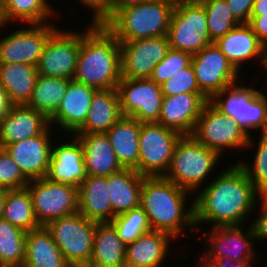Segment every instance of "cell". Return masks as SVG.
Returning <instances> with one entry per match:
<instances>
[{
  "mask_svg": "<svg viewBox=\"0 0 267 267\" xmlns=\"http://www.w3.org/2000/svg\"><path fill=\"white\" fill-rule=\"evenodd\" d=\"M51 130L49 127L43 134L4 147L29 181L47 175L53 145Z\"/></svg>",
  "mask_w": 267,
  "mask_h": 267,
  "instance_id": "ac0fdd59",
  "label": "cell"
},
{
  "mask_svg": "<svg viewBox=\"0 0 267 267\" xmlns=\"http://www.w3.org/2000/svg\"><path fill=\"white\" fill-rule=\"evenodd\" d=\"M111 223L126 245L152 230L148 216L141 207L116 215Z\"/></svg>",
  "mask_w": 267,
  "mask_h": 267,
  "instance_id": "74e56055",
  "label": "cell"
},
{
  "mask_svg": "<svg viewBox=\"0 0 267 267\" xmlns=\"http://www.w3.org/2000/svg\"><path fill=\"white\" fill-rule=\"evenodd\" d=\"M259 42L267 48V15L250 16L249 23Z\"/></svg>",
  "mask_w": 267,
  "mask_h": 267,
  "instance_id": "7dc6e473",
  "label": "cell"
},
{
  "mask_svg": "<svg viewBox=\"0 0 267 267\" xmlns=\"http://www.w3.org/2000/svg\"><path fill=\"white\" fill-rule=\"evenodd\" d=\"M106 188L107 176L87 175L78 186V212L97 223L111 222L116 215Z\"/></svg>",
  "mask_w": 267,
  "mask_h": 267,
  "instance_id": "d4e9b609",
  "label": "cell"
},
{
  "mask_svg": "<svg viewBox=\"0 0 267 267\" xmlns=\"http://www.w3.org/2000/svg\"><path fill=\"white\" fill-rule=\"evenodd\" d=\"M209 100L205 94L194 93L163 97L158 123L183 136H191Z\"/></svg>",
  "mask_w": 267,
  "mask_h": 267,
  "instance_id": "d6986e66",
  "label": "cell"
},
{
  "mask_svg": "<svg viewBox=\"0 0 267 267\" xmlns=\"http://www.w3.org/2000/svg\"><path fill=\"white\" fill-rule=\"evenodd\" d=\"M172 1L174 2L175 6H193V5L204 6L210 0H172Z\"/></svg>",
  "mask_w": 267,
  "mask_h": 267,
  "instance_id": "816d5d0a",
  "label": "cell"
},
{
  "mask_svg": "<svg viewBox=\"0 0 267 267\" xmlns=\"http://www.w3.org/2000/svg\"><path fill=\"white\" fill-rule=\"evenodd\" d=\"M81 31L74 80L97 90L117 89L121 80L120 42L102 24Z\"/></svg>",
  "mask_w": 267,
  "mask_h": 267,
  "instance_id": "3957f363",
  "label": "cell"
},
{
  "mask_svg": "<svg viewBox=\"0 0 267 267\" xmlns=\"http://www.w3.org/2000/svg\"><path fill=\"white\" fill-rule=\"evenodd\" d=\"M117 90L123 116L140 123H158L164 97L161 85L150 78H121Z\"/></svg>",
  "mask_w": 267,
  "mask_h": 267,
  "instance_id": "7c38bea8",
  "label": "cell"
},
{
  "mask_svg": "<svg viewBox=\"0 0 267 267\" xmlns=\"http://www.w3.org/2000/svg\"><path fill=\"white\" fill-rule=\"evenodd\" d=\"M49 119L27 105H14L0 124V147L43 134Z\"/></svg>",
  "mask_w": 267,
  "mask_h": 267,
  "instance_id": "7402d4cb",
  "label": "cell"
},
{
  "mask_svg": "<svg viewBox=\"0 0 267 267\" xmlns=\"http://www.w3.org/2000/svg\"><path fill=\"white\" fill-rule=\"evenodd\" d=\"M141 123L132 117L122 116L105 134L109 138L117 160L123 168L138 172L139 137Z\"/></svg>",
  "mask_w": 267,
  "mask_h": 267,
  "instance_id": "83f0119b",
  "label": "cell"
},
{
  "mask_svg": "<svg viewBox=\"0 0 267 267\" xmlns=\"http://www.w3.org/2000/svg\"><path fill=\"white\" fill-rule=\"evenodd\" d=\"M26 232L0 219V267L22 266L25 261Z\"/></svg>",
  "mask_w": 267,
  "mask_h": 267,
  "instance_id": "d590c367",
  "label": "cell"
},
{
  "mask_svg": "<svg viewBox=\"0 0 267 267\" xmlns=\"http://www.w3.org/2000/svg\"><path fill=\"white\" fill-rule=\"evenodd\" d=\"M97 91L71 79L58 110L49 119L50 126L57 124L58 128L73 135L86 121L92 98Z\"/></svg>",
  "mask_w": 267,
  "mask_h": 267,
  "instance_id": "44dd1931",
  "label": "cell"
},
{
  "mask_svg": "<svg viewBox=\"0 0 267 267\" xmlns=\"http://www.w3.org/2000/svg\"><path fill=\"white\" fill-rule=\"evenodd\" d=\"M175 5L152 0L116 10L102 25L119 41L167 36Z\"/></svg>",
  "mask_w": 267,
  "mask_h": 267,
  "instance_id": "277c9868",
  "label": "cell"
},
{
  "mask_svg": "<svg viewBox=\"0 0 267 267\" xmlns=\"http://www.w3.org/2000/svg\"><path fill=\"white\" fill-rule=\"evenodd\" d=\"M182 134L159 123H141L138 173L145 177L165 176Z\"/></svg>",
  "mask_w": 267,
  "mask_h": 267,
  "instance_id": "9c48e42d",
  "label": "cell"
},
{
  "mask_svg": "<svg viewBox=\"0 0 267 267\" xmlns=\"http://www.w3.org/2000/svg\"><path fill=\"white\" fill-rule=\"evenodd\" d=\"M192 55L188 52L170 48L165 58L153 69L150 79L158 85H162L173 74L187 67L191 63Z\"/></svg>",
  "mask_w": 267,
  "mask_h": 267,
  "instance_id": "ab89813d",
  "label": "cell"
},
{
  "mask_svg": "<svg viewBox=\"0 0 267 267\" xmlns=\"http://www.w3.org/2000/svg\"><path fill=\"white\" fill-rule=\"evenodd\" d=\"M121 78H150L154 67L162 61L170 44L167 36L120 42Z\"/></svg>",
  "mask_w": 267,
  "mask_h": 267,
  "instance_id": "2e32d148",
  "label": "cell"
},
{
  "mask_svg": "<svg viewBox=\"0 0 267 267\" xmlns=\"http://www.w3.org/2000/svg\"><path fill=\"white\" fill-rule=\"evenodd\" d=\"M144 177L129 168H123L107 176L106 189L115 215L140 207Z\"/></svg>",
  "mask_w": 267,
  "mask_h": 267,
  "instance_id": "4316f807",
  "label": "cell"
},
{
  "mask_svg": "<svg viewBox=\"0 0 267 267\" xmlns=\"http://www.w3.org/2000/svg\"><path fill=\"white\" fill-rule=\"evenodd\" d=\"M220 157L192 136H183L175 147L172 162L164 177L193 194L214 172Z\"/></svg>",
  "mask_w": 267,
  "mask_h": 267,
  "instance_id": "8992f818",
  "label": "cell"
},
{
  "mask_svg": "<svg viewBox=\"0 0 267 267\" xmlns=\"http://www.w3.org/2000/svg\"><path fill=\"white\" fill-rule=\"evenodd\" d=\"M260 65H263L264 70L267 71V48L264 49Z\"/></svg>",
  "mask_w": 267,
  "mask_h": 267,
  "instance_id": "11a10c76",
  "label": "cell"
},
{
  "mask_svg": "<svg viewBox=\"0 0 267 267\" xmlns=\"http://www.w3.org/2000/svg\"><path fill=\"white\" fill-rule=\"evenodd\" d=\"M241 84H240V83ZM267 94L238 81L217 92L209 101L238 123L250 136L252 129L267 134ZM251 130V131H250Z\"/></svg>",
  "mask_w": 267,
  "mask_h": 267,
  "instance_id": "5b68a950",
  "label": "cell"
},
{
  "mask_svg": "<svg viewBox=\"0 0 267 267\" xmlns=\"http://www.w3.org/2000/svg\"><path fill=\"white\" fill-rule=\"evenodd\" d=\"M2 218L25 232L40 227L34 214L32 198L27 187L6 190V203Z\"/></svg>",
  "mask_w": 267,
  "mask_h": 267,
  "instance_id": "836d02e7",
  "label": "cell"
},
{
  "mask_svg": "<svg viewBox=\"0 0 267 267\" xmlns=\"http://www.w3.org/2000/svg\"><path fill=\"white\" fill-rule=\"evenodd\" d=\"M173 240L176 241L166 232L151 230L144 233L126 245V267H161Z\"/></svg>",
  "mask_w": 267,
  "mask_h": 267,
  "instance_id": "cb8c5ba5",
  "label": "cell"
},
{
  "mask_svg": "<svg viewBox=\"0 0 267 267\" xmlns=\"http://www.w3.org/2000/svg\"><path fill=\"white\" fill-rule=\"evenodd\" d=\"M200 267H252L253 260L235 261L228 257L199 258Z\"/></svg>",
  "mask_w": 267,
  "mask_h": 267,
  "instance_id": "f6af8a7d",
  "label": "cell"
},
{
  "mask_svg": "<svg viewBox=\"0 0 267 267\" xmlns=\"http://www.w3.org/2000/svg\"><path fill=\"white\" fill-rule=\"evenodd\" d=\"M70 267H87V266H70Z\"/></svg>",
  "mask_w": 267,
  "mask_h": 267,
  "instance_id": "6f0895ef",
  "label": "cell"
},
{
  "mask_svg": "<svg viewBox=\"0 0 267 267\" xmlns=\"http://www.w3.org/2000/svg\"><path fill=\"white\" fill-rule=\"evenodd\" d=\"M191 136L220 156H223L226 150L246 148L249 140V135L241 126L210 101L203 107Z\"/></svg>",
  "mask_w": 267,
  "mask_h": 267,
  "instance_id": "ba28073f",
  "label": "cell"
},
{
  "mask_svg": "<svg viewBox=\"0 0 267 267\" xmlns=\"http://www.w3.org/2000/svg\"><path fill=\"white\" fill-rule=\"evenodd\" d=\"M38 71L25 63L0 64V84L15 105H26L31 99Z\"/></svg>",
  "mask_w": 267,
  "mask_h": 267,
  "instance_id": "1f68e13d",
  "label": "cell"
},
{
  "mask_svg": "<svg viewBox=\"0 0 267 267\" xmlns=\"http://www.w3.org/2000/svg\"><path fill=\"white\" fill-rule=\"evenodd\" d=\"M25 26L0 39V64L25 63L36 66L47 41L58 29L51 22Z\"/></svg>",
  "mask_w": 267,
  "mask_h": 267,
  "instance_id": "4fadbf2b",
  "label": "cell"
},
{
  "mask_svg": "<svg viewBox=\"0 0 267 267\" xmlns=\"http://www.w3.org/2000/svg\"><path fill=\"white\" fill-rule=\"evenodd\" d=\"M122 116L118 90H98L86 121L74 134L106 133Z\"/></svg>",
  "mask_w": 267,
  "mask_h": 267,
  "instance_id": "f1b7e54d",
  "label": "cell"
},
{
  "mask_svg": "<svg viewBox=\"0 0 267 267\" xmlns=\"http://www.w3.org/2000/svg\"><path fill=\"white\" fill-rule=\"evenodd\" d=\"M6 25L8 26V23L6 21L5 14L2 8V0H0V28L3 29L4 27V30H5Z\"/></svg>",
  "mask_w": 267,
  "mask_h": 267,
  "instance_id": "db71d44e",
  "label": "cell"
},
{
  "mask_svg": "<svg viewBox=\"0 0 267 267\" xmlns=\"http://www.w3.org/2000/svg\"><path fill=\"white\" fill-rule=\"evenodd\" d=\"M191 65L200 90L209 99L241 80V71L239 73L214 42L193 54Z\"/></svg>",
  "mask_w": 267,
  "mask_h": 267,
  "instance_id": "5bb4252c",
  "label": "cell"
},
{
  "mask_svg": "<svg viewBox=\"0 0 267 267\" xmlns=\"http://www.w3.org/2000/svg\"><path fill=\"white\" fill-rule=\"evenodd\" d=\"M96 224L77 212L52 220L45 227L70 266H87L93 253Z\"/></svg>",
  "mask_w": 267,
  "mask_h": 267,
  "instance_id": "52a82bcc",
  "label": "cell"
},
{
  "mask_svg": "<svg viewBox=\"0 0 267 267\" xmlns=\"http://www.w3.org/2000/svg\"><path fill=\"white\" fill-rule=\"evenodd\" d=\"M7 23L44 24L56 16L48 0H2Z\"/></svg>",
  "mask_w": 267,
  "mask_h": 267,
  "instance_id": "e575fe53",
  "label": "cell"
},
{
  "mask_svg": "<svg viewBox=\"0 0 267 267\" xmlns=\"http://www.w3.org/2000/svg\"><path fill=\"white\" fill-rule=\"evenodd\" d=\"M40 226L78 212V187L48 180H30L26 186Z\"/></svg>",
  "mask_w": 267,
  "mask_h": 267,
  "instance_id": "30bf717a",
  "label": "cell"
},
{
  "mask_svg": "<svg viewBox=\"0 0 267 267\" xmlns=\"http://www.w3.org/2000/svg\"><path fill=\"white\" fill-rule=\"evenodd\" d=\"M76 1V0H75ZM92 10L91 23L103 24L107 20V1L108 0H78Z\"/></svg>",
  "mask_w": 267,
  "mask_h": 267,
  "instance_id": "bcb514c9",
  "label": "cell"
},
{
  "mask_svg": "<svg viewBox=\"0 0 267 267\" xmlns=\"http://www.w3.org/2000/svg\"><path fill=\"white\" fill-rule=\"evenodd\" d=\"M209 38L215 42L240 24L233 16L226 0H210L204 5Z\"/></svg>",
  "mask_w": 267,
  "mask_h": 267,
  "instance_id": "f35d334b",
  "label": "cell"
},
{
  "mask_svg": "<svg viewBox=\"0 0 267 267\" xmlns=\"http://www.w3.org/2000/svg\"><path fill=\"white\" fill-rule=\"evenodd\" d=\"M263 15H267V0H255L251 11V16Z\"/></svg>",
  "mask_w": 267,
  "mask_h": 267,
  "instance_id": "f907efd6",
  "label": "cell"
},
{
  "mask_svg": "<svg viewBox=\"0 0 267 267\" xmlns=\"http://www.w3.org/2000/svg\"><path fill=\"white\" fill-rule=\"evenodd\" d=\"M29 180L4 148L0 147V186L12 190L27 186Z\"/></svg>",
  "mask_w": 267,
  "mask_h": 267,
  "instance_id": "b9f144b4",
  "label": "cell"
},
{
  "mask_svg": "<svg viewBox=\"0 0 267 267\" xmlns=\"http://www.w3.org/2000/svg\"><path fill=\"white\" fill-rule=\"evenodd\" d=\"M25 267H70L45 226L26 232Z\"/></svg>",
  "mask_w": 267,
  "mask_h": 267,
  "instance_id": "4dcf8cb0",
  "label": "cell"
},
{
  "mask_svg": "<svg viewBox=\"0 0 267 267\" xmlns=\"http://www.w3.org/2000/svg\"><path fill=\"white\" fill-rule=\"evenodd\" d=\"M225 170V171H224ZM222 170L194 196V223L215 226L245 225L261 195L238 164ZM256 207V208H255Z\"/></svg>",
  "mask_w": 267,
  "mask_h": 267,
  "instance_id": "6da1fadb",
  "label": "cell"
},
{
  "mask_svg": "<svg viewBox=\"0 0 267 267\" xmlns=\"http://www.w3.org/2000/svg\"><path fill=\"white\" fill-rule=\"evenodd\" d=\"M214 43L238 71L249 60H259L261 64L265 47L248 23L238 24Z\"/></svg>",
  "mask_w": 267,
  "mask_h": 267,
  "instance_id": "603a6c76",
  "label": "cell"
},
{
  "mask_svg": "<svg viewBox=\"0 0 267 267\" xmlns=\"http://www.w3.org/2000/svg\"><path fill=\"white\" fill-rule=\"evenodd\" d=\"M244 231V225L211 226V230L204 232L207 236L203 242L208 243V249L202 258L228 257L235 261L254 260L257 257L253 248L256 241L252 224ZM243 227V228H242Z\"/></svg>",
  "mask_w": 267,
  "mask_h": 267,
  "instance_id": "e0dca14e",
  "label": "cell"
},
{
  "mask_svg": "<svg viewBox=\"0 0 267 267\" xmlns=\"http://www.w3.org/2000/svg\"><path fill=\"white\" fill-rule=\"evenodd\" d=\"M6 203V189L0 190V219H2L3 216V210Z\"/></svg>",
  "mask_w": 267,
  "mask_h": 267,
  "instance_id": "f5cc1de1",
  "label": "cell"
},
{
  "mask_svg": "<svg viewBox=\"0 0 267 267\" xmlns=\"http://www.w3.org/2000/svg\"><path fill=\"white\" fill-rule=\"evenodd\" d=\"M189 194L164 176L144 177L140 207L147 214L152 230L166 232L176 241L178 237L188 235L184 234L188 228L191 236H195L190 232L195 233L196 227L194 199L187 203Z\"/></svg>",
  "mask_w": 267,
  "mask_h": 267,
  "instance_id": "7a4b0ae2",
  "label": "cell"
},
{
  "mask_svg": "<svg viewBox=\"0 0 267 267\" xmlns=\"http://www.w3.org/2000/svg\"><path fill=\"white\" fill-rule=\"evenodd\" d=\"M70 80L38 75L31 99L26 105L50 119L58 110Z\"/></svg>",
  "mask_w": 267,
  "mask_h": 267,
  "instance_id": "d6a6232c",
  "label": "cell"
},
{
  "mask_svg": "<svg viewBox=\"0 0 267 267\" xmlns=\"http://www.w3.org/2000/svg\"><path fill=\"white\" fill-rule=\"evenodd\" d=\"M80 46L81 33L58 28L47 41L36 65L39 75L73 79Z\"/></svg>",
  "mask_w": 267,
  "mask_h": 267,
  "instance_id": "9a60e30c",
  "label": "cell"
},
{
  "mask_svg": "<svg viewBox=\"0 0 267 267\" xmlns=\"http://www.w3.org/2000/svg\"><path fill=\"white\" fill-rule=\"evenodd\" d=\"M5 267H25V266H5Z\"/></svg>",
  "mask_w": 267,
  "mask_h": 267,
  "instance_id": "9f6ffc18",
  "label": "cell"
},
{
  "mask_svg": "<svg viewBox=\"0 0 267 267\" xmlns=\"http://www.w3.org/2000/svg\"><path fill=\"white\" fill-rule=\"evenodd\" d=\"M259 204V205H258ZM257 206L259 207L257 218L251 221L257 240H267V196H261Z\"/></svg>",
  "mask_w": 267,
  "mask_h": 267,
  "instance_id": "7bdbcfd3",
  "label": "cell"
},
{
  "mask_svg": "<svg viewBox=\"0 0 267 267\" xmlns=\"http://www.w3.org/2000/svg\"><path fill=\"white\" fill-rule=\"evenodd\" d=\"M15 104L9 98L7 91L0 84V124L7 117L10 112V109Z\"/></svg>",
  "mask_w": 267,
  "mask_h": 267,
  "instance_id": "681fc988",
  "label": "cell"
},
{
  "mask_svg": "<svg viewBox=\"0 0 267 267\" xmlns=\"http://www.w3.org/2000/svg\"><path fill=\"white\" fill-rule=\"evenodd\" d=\"M74 135L83 148L87 175L109 176L123 169L105 133Z\"/></svg>",
  "mask_w": 267,
  "mask_h": 267,
  "instance_id": "484cf974",
  "label": "cell"
},
{
  "mask_svg": "<svg viewBox=\"0 0 267 267\" xmlns=\"http://www.w3.org/2000/svg\"><path fill=\"white\" fill-rule=\"evenodd\" d=\"M152 0H108L107 1V19L118 9L126 6L141 4Z\"/></svg>",
  "mask_w": 267,
  "mask_h": 267,
  "instance_id": "c3c4849f",
  "label": "cell"
},
{
  "mask_svg": "<svg viewBox=\"0 0 267 267\" xmlns=\"http://www.w3.org/2000/svg\"><path fill=\"white\" fill-rule=\"evenodd\" d=\"M170 48L198 53L212 44L207 28V16L204 6H175L167 32Z\"/></svg>",
  "mask_w": 267,
  "mask_h": 267,
  "instance_id": "8fae6325",
  "label": "cell"
},
{
  "mask_svg": "<svg viewBox=\"0 0 267 267\" xmlns=\"http://www.w3.org/2000/svg\"><path fill=\"white\" fill-rule=\"evenodd\" d=\"M252 138L253 136L250 135L246 149L257 144L253 163L245 160L241 162L237 160V162L245 170L256 191L261 196H267V134H261L258 143H254Z\"/></svg>",
  "mask_w": 267,
  "mask_h": 267,
  "instance_id": "8d00e7d4",
  "label": "cell"
},
{
  "mask_svg": "<svg viewBox=\"0 0 267 267\" xmlns=\"http://www.w3.org/2000/svg\"><path fill=\"white\" fill-rule=\"evenodd\" d=\"M71 137L73 139H68L71 142L68 140L67 142L62 141L59 145L52 146L46 178L53 182L78 187L87 176L84 152L78 138L74 134Z\"/></svg>",
  "mask_w": 267,
  "mask_h": 267,
  "instance_id": "ffe728a7",
  "label": "cell"
},
{
  "mask_svg": "<svg viewBox=\"0 0 267 267\" xmlns=\"http://www.w3.org/2000/svg\"><path fill=\"white\" fill-rule=\"evenodd\" d=\"M126 244L111 222L97 223L93 253L87 267H126Z\"/></svg>",
  "mask_w": 267,
  "mask_h": 267,
  "instance_id": "f546056e",
  "label": "cell"
},
{
  "mask_svg": "<svg viewBox=\"0 0 267 267\" xmlns=\"http://www.w3.org/2000/svg\"><path fill=\"white\" fill-rule=\"evenodd\" d=\"M164 97L176 96L184 93L204 94L197 83L191 63L173 74L161 85Z\"/></svg>",
  "mask_w": 267,
  "mask_h": 267,
  "instance_id": "60d3db41",
  "label": "cell"
},
{
  "mask_svg": "<svg viewBox=\"0 0 267 267\" xmlns=\"http://www.w3.org/2000/svg\"><path fill=\"white\" fill-rule=\"evenodd\" d=\"M255 0H226L232 16L239 23H249Z\"/></svg>",
  "mask_w": 267,
  "mask_h": 267,
  "instance_id": "ee69618b",
  "label": "cell"
}]
</instances>
